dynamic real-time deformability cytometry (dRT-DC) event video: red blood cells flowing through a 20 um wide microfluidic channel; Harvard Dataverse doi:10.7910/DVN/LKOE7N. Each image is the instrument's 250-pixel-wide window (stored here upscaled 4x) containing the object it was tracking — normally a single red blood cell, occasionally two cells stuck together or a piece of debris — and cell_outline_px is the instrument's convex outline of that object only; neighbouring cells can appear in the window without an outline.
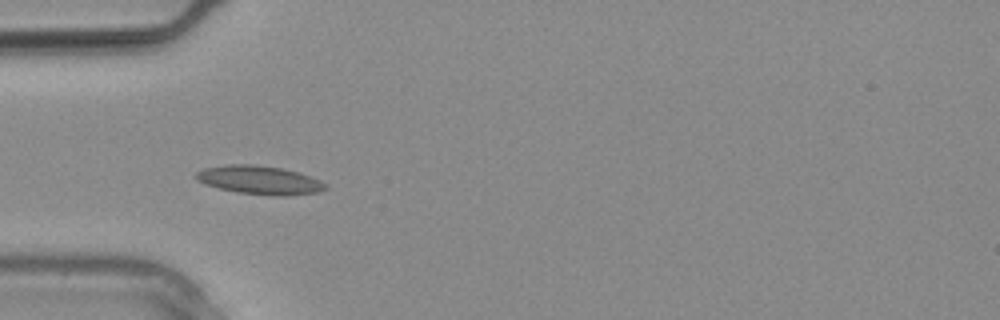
{"species": "common noctule bat (a hibernating species)", "species_latin": "Nyctalus noctula", "temperature_condition": "warm", "stored_images_in_passage": 27, "camera_frame_rate_fps": 3000, "um_per_image_px": 0.085, "animal": {"sex": "male", "body_mass_g": 20.4}, "frame": {"image": 1, "passage_image": 8, "time_ms": 2.333, "image_size_px": [1000, 320], "cell_outline_px": [[328, 188], [320, 192], [284, 196], [272, 196], [236, 192], [204, 184], [196, 180], [196, 172], [204, 168], [228, 164], [252, 164], [280, 168], [296, 172], [320, 180], [328, 184]], "centroid_in_image_um": [22.07, 15.31], "position_along_channel_um": 62.9, "area_um2": 21.56}}